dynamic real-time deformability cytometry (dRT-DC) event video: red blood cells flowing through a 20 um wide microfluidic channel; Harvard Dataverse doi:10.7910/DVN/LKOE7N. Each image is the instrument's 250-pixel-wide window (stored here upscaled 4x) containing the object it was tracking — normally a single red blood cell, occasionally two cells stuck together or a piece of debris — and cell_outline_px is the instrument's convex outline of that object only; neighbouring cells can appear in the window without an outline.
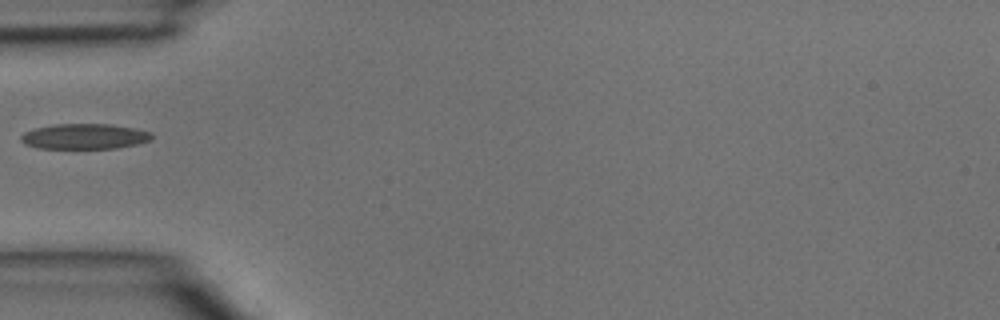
{"species": "common noctule bat (a hibernating species)", "species_latin": "Nyctalus noctula", "temperature_condition": "room temperature", "stored_images_in_passage": 1, "camera_frame_rate_fps": 3000, "um_per_image_px": 0.085, "animal": {"sex": "male", "body_mass_g": 15.6}, "frame": {"image": 1, "passage_image": 1, "time_ms": 0.0, "image_size_px": [1000, 320], "cell_outline_px": [[152, 140], [136, 144], [116, 148], [40, 148], [24, 144], [20, 140], [20, 136], [24, 132], [36, 128], [56, 124], [108, 124], [136, 128], [152, 132]], "centroid_in_image_um": [7.2, 11.59], "position_along_channel_um": 77.8, "area_um2": 19.31}}